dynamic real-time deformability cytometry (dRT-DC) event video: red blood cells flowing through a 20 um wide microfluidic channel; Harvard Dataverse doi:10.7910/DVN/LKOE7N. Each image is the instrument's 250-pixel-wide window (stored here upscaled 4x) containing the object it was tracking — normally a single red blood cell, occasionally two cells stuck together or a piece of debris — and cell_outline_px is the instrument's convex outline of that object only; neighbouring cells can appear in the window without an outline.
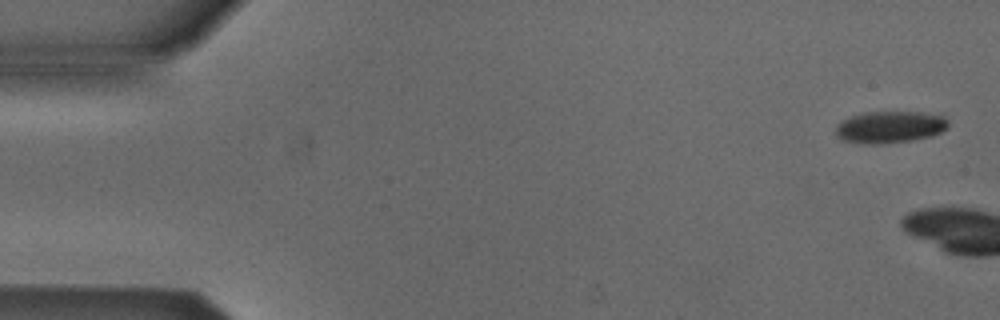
{"species": "Egyptian fruit bat (a non-hibernating species)", "species_latin": "Rousettus aegyptiacus", "temperature_condition": "cold", "stored_images_in_passage": 4, "camera_frame_rate_fps": 3000, "um_per_image_px": 0.085, "animal": {"sex": "male"}, "frame": {"image": 1, "passage_image": 1, "time_ms": 0.0, "image_size_px": [1000, 320], "cell_outline_px": [[948, 128], [932, 136], [912, 140], [876, 144], [868, 144], [840, 140], [836, 136], [836, 124], [840, 120], [860, 112], [920, 112], [944, 116], [948, 120]], "centroid_in_image_um": [75.6, 10.79], "position_along_channel_um": 9.4, "area_um2": 21.15}}